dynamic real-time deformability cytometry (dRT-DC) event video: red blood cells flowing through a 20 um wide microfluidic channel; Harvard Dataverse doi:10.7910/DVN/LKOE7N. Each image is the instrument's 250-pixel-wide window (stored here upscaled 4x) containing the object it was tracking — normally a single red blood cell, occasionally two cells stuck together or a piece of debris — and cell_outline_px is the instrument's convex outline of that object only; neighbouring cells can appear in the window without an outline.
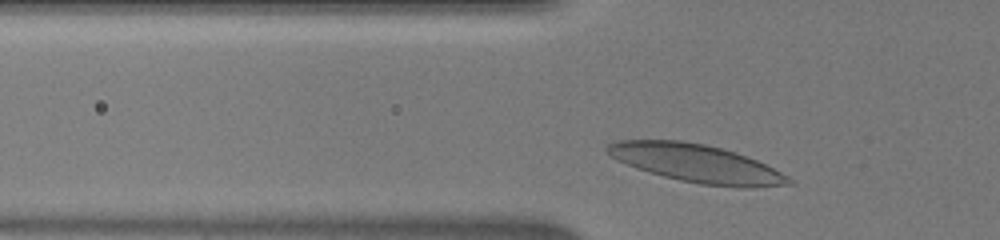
{"species": "human", "species_latin": "Homo sapiens", "temperature_condition": "warm", "stored_images_in_passage": 29, "camera_frame_rate_fps": 3000, "um_per_image_px": 0.085, "donor": {"sex": "male"}, "frame": {"image": 1, "passage_image": 3, "time_ms": 0.667, "image_size_px": [1000, 240], "cell_outline_px": [[792, 184], [756, 188], [740, 188], [700, 184], [680, 180], [664, 176], [636, 168], [616, 160], [604, 152], [604, 148], [608, 144], [616, 140], [680, 140], [704, 144], [720, 148], [756, 160], [780, 172], [792, 180]], "centroid_in_image_um": [59.14, 13.89], "position_along_channel_um": 66.7, "area_um2": 40.0}}
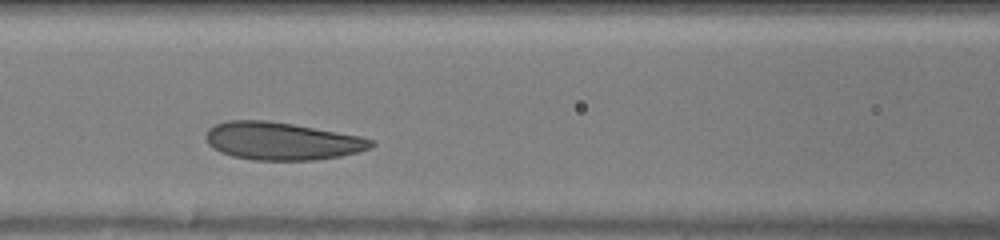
{"frame": {"image": 2, "passage_image": 9, "time_ms": 2.667, "image_size_px": [1000, 240], "cell_outline_px": [[376, 144], [368, 148], [356, 152], [340, 156], [312, 160], [256, 160], [232, 156], [220, 152], [212, 148], [208, 144], [204, 136], [208, 128], [212, 124], [228, 120], [268, 120], [292, 124], [360, 136], [372, 140]], "centroid_in_image_um": [23.87, 11.98], "position_along_channel_um": 142.7, "area_um2": 36.3}}
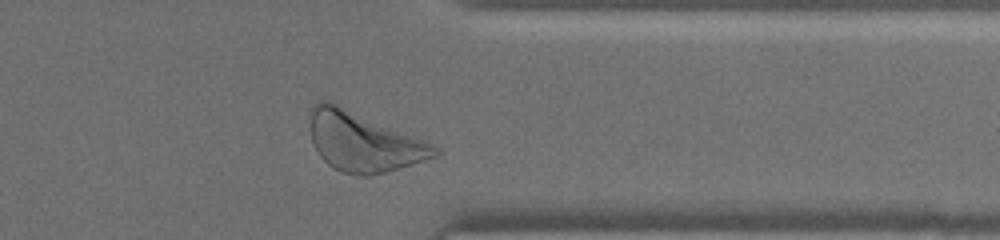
{"frame": {"image": 3, "passage_image": 27, "time_ms": 8.667, "image_size_px": [1000, 240], "cell_outline_px": [[444, 152], [436, 156], [388, 172], [368, 176], [356, 176], [344, 172], [328, 164], [320, 156], [312, 140], [312, 104], [320, 100], [328, 100], [432, 144], [440, 148]], "centroid_in_image_um": [30.91, 12.07], "position_along_channel_um": 380.5, "area_um2": 42.37}}